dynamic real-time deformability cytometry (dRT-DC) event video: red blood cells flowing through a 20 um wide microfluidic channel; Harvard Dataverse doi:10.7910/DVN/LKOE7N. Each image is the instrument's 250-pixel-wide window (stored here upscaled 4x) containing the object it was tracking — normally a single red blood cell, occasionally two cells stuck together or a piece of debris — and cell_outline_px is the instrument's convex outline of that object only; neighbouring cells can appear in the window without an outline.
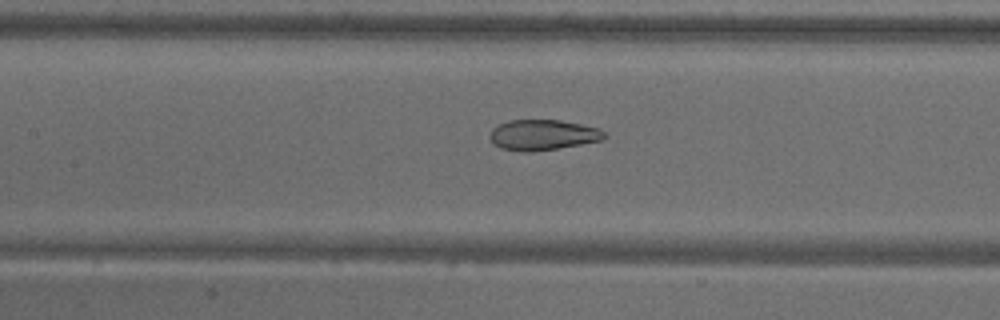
{"species": "common noctule bat (a hibernating species)", "species_latin": "Nyctalus noctula", "temperature_condition": "warm", "stored_images_in_passage": 55, "camera_frame_rate_fps": 3000, "um_per_image_px": 0.085, "animal": {"sex": "male", "body_mass_g": 18.8}, "frame": {"image": 1, "passage_image": 25, "time_ms": 8.0, "image_size_px": [1000, 320], "cell_outline_px": [[608, 136], [604, 140], [532, 152], [524, 152], [500, 148], [492, 144], [488, 136], [488, 132], [492, 128], [508, 120], [560, 120], [600, 128]], "centroid_in_image_um": [46.11, 11.47], "position_along_channel_um": 161.3, "area_um2": 20.58}}
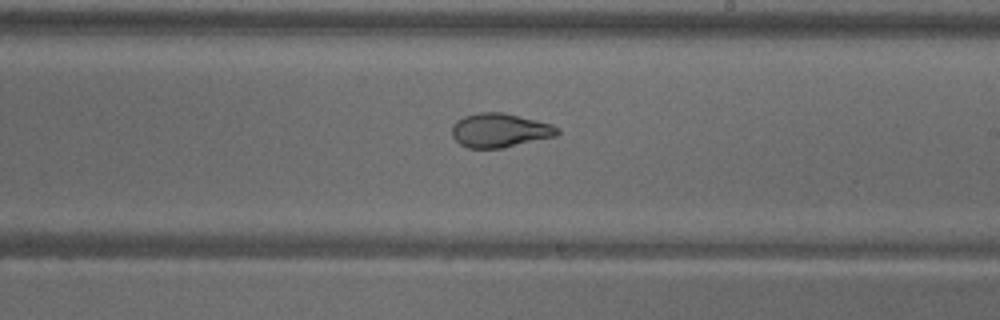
{"frame": {"image": 2, "passage_image": 32, "time_ms": 10.333, "image_size_px": [1000, 320], "cell_outline_px": [[560, 132], [556, 136], [500, 148], [468, 148], [460, 144], [452, 136], [452, 128], [456, 120], [464, 116], [480, 112], [504, 112], [552, 124], [560, 128]], "centroid_in_image_um": [42.48, 11.07], "position_along_channel_um": 246.5, "area_um2": 20.87}}
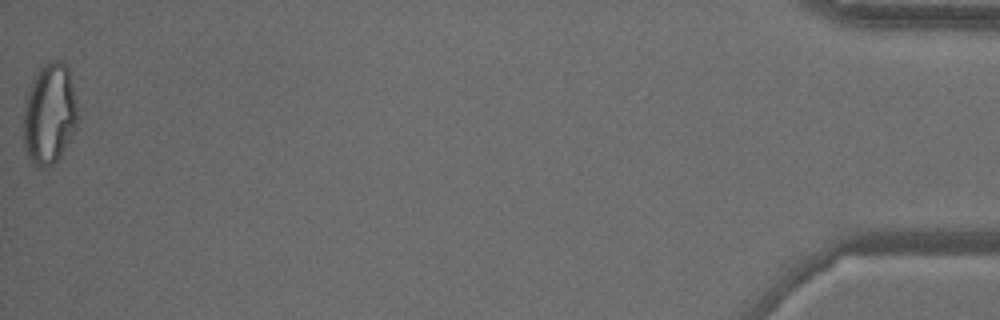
{"frame": {"image": 3, "passage_image": 55, "time_ms": 18.0, "image_size_px": [1000, 320], "cell_outline_px": [[80, 120], [60, 156], [52, 164], [44, 168], [36, 168], [32, 164], [24, 148], [20, 124], [28, 88], [40, 68], [44, 64], [52, 60], [60, 60], [68, 68], [80, 116]], "centroid_in_image_um": [4.17, 9.72], "position_along_channel_um": 431.0, "area_um2": 32.71}, "authors_computed_cell_mechanics": {"area_um2": 25.7788, "velocity_mm_per_s": 3.6625, "shape_relaxation_time_tau1_ms": null, "shape_relaxation_time_tau2_ms": 1.6286, "deformation_change_tau1": null, "deformation_change_tau2": 0.076}}